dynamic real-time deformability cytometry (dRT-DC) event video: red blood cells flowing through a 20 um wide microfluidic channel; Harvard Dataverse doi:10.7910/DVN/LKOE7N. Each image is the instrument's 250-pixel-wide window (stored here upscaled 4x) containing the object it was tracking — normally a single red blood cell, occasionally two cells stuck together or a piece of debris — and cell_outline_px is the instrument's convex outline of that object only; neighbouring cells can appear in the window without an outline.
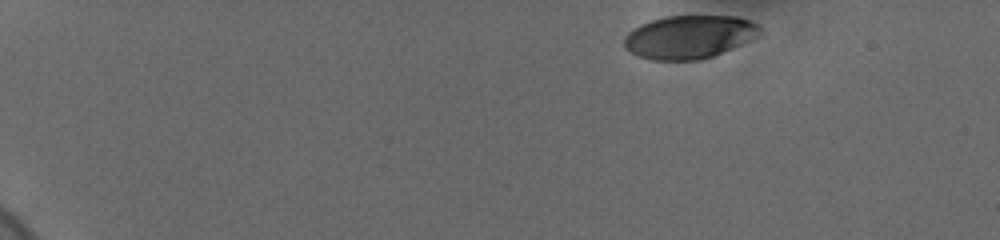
{"species": "human", "species_latin": "Homo sapiens", "temperature_condition": "cold", "stored_images_in_passage": 7, "camera_frame_rate_fps": 3000, "um_per_image_px": 0.085, "donor": {"sex": "female"}, "frame": {"image": 1, "passage_image": 1, "time_ms": 0.0, "image_size_px": [1000, 240], "cell_outline_px": [[764, 32], [760, 36], [712, 56], [696, 60], [652, 60], [640, 56], [624, 48], [624, 36], [632, 28], [640, 24], [664, 16], [736, 16], [760, 24], [764, 28]], "centroid_in_image_um": [58.62, 3.12], "position_along_channel_um": 26.4, "area_um2": 34.39}}
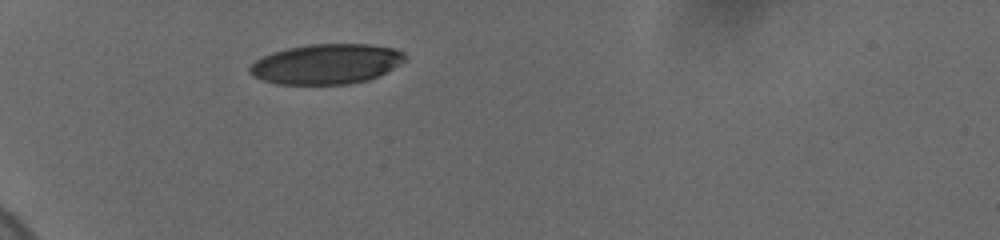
{"frame": {"image": 2, "passage_image": 7, "time_ms": 3.667, "image_size_px": [1000, 240], "cell_outline_px": [[408, 60], [368, 80], [348, 84], [276, 84], [252, 76], [248, 72], [248, 68], [256, 60], [272, 52], [288, 48], [308, 44], [368, 44], [396, 48], [404, 52], [408, 56]], "centroid_in_image_um": [27.76, 5.43], "position_along_channel_um": 57.2, "area_um2": 36.36}}